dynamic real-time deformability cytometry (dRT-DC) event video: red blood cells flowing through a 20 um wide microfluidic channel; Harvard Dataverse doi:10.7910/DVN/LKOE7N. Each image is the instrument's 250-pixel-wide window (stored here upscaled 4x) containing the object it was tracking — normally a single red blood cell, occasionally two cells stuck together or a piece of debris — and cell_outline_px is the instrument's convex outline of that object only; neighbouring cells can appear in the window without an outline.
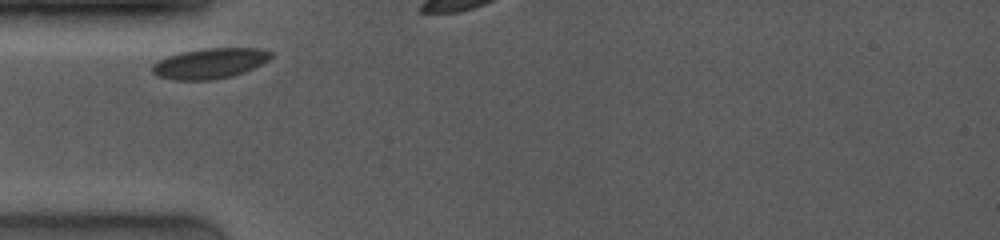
{"species": "common noctule bat (a hibernating species)", "species_latin": "Nyctalus noctula", "temperature_condition": "room temperature", "stored_images_in_passage": 2, "camera_frame_rate_fps": 4000, "um_per_image_px": 0.085, "animal": {"sex": "female", "body_mass_g": 19.0, "forearm_length_mm": 53.3}, "frame": {"image": 1, "passage_image": 1, "time_ms": 0.0, "image_size_px": [1000, 240], "cell_outline_px": [[272, 56], [268, 60], [244, 72], [232, 76], [212, 80], [176, 80], [160, 76], [152, 72], [152, 64], [168, 56], [180, 52], [204, 48], [260, 48], [272, 52]], "centroid_in_image_um": [17.84, 5.38], "position_along_channel_um": 67.2, "area_um2": 20.87}}